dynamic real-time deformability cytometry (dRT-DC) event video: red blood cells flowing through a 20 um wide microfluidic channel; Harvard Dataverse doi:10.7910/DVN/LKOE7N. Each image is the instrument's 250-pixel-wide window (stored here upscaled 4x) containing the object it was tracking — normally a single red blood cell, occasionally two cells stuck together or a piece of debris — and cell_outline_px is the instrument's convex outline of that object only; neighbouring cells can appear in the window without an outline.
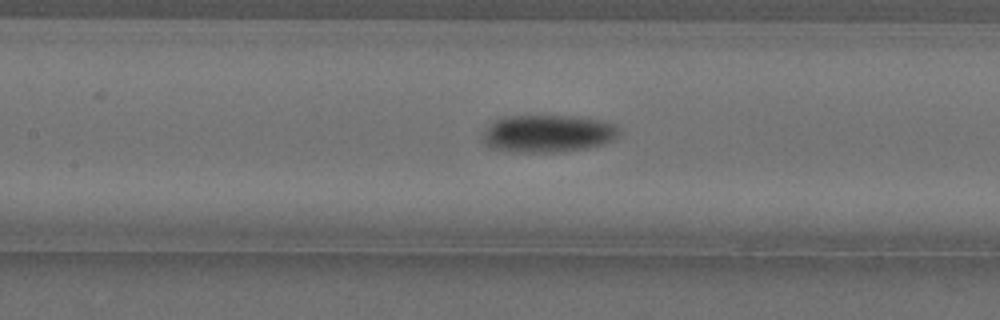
{"species": "Egyptian fruit bat (a non-hibernating species)", "species_latin": "Rousettus aegyptiacus", "temperature_condition": "cold", "stored_images_in_passage": 38, "camera_frame_rate_fps": 3000, "um_per_image_px": 0.085, "animal": {"sex": "female"}, "frame": {"image": 1, "passage_image": 8, "time_ms": 2.333, "image_size_px": [1000, 320], "cell_outline_px": [[620, 132], [612, 140], [600, 144], [584, 148], [552, 152], [516, 152], [492, 148], [484, 144], [484, 132], [496, 120], [504, 116], [572, 116], [600, 120], [616, 124], [620, 128]], "centroid_in_image_um": [46.58, 11.34], "position_along_channel_um": 160.8, "area_um2": 29.36}}
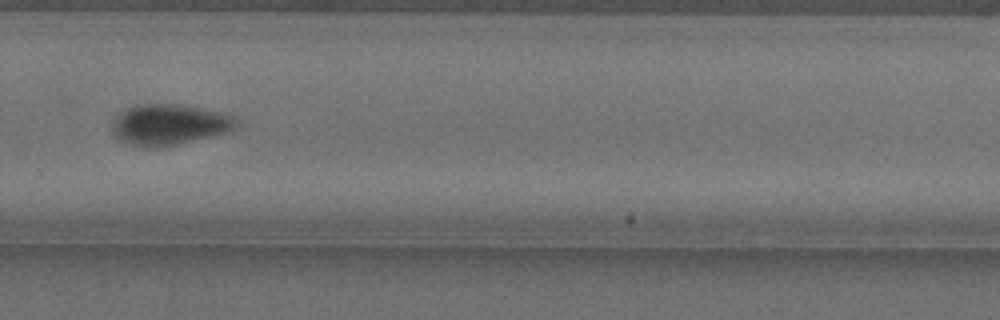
{"frame": {"image": 2, "passage_image": 21, "time_ms": 6.667, "image_size_px": [1000, 320], "cell_outline_px": [[236, 128], [224, 132], [176, 144], [156, 148], [152, 148], [132, 144], [116, 136], [112, 132], [112, 128], [120, 112], [136, 104], [184, 104], [220, 112], [232, 116], [236, 120]], "centroid_in_image_um": [14.38, 10.56], "position_along_channel_um": 315.4, "area_um2": 28.78}}
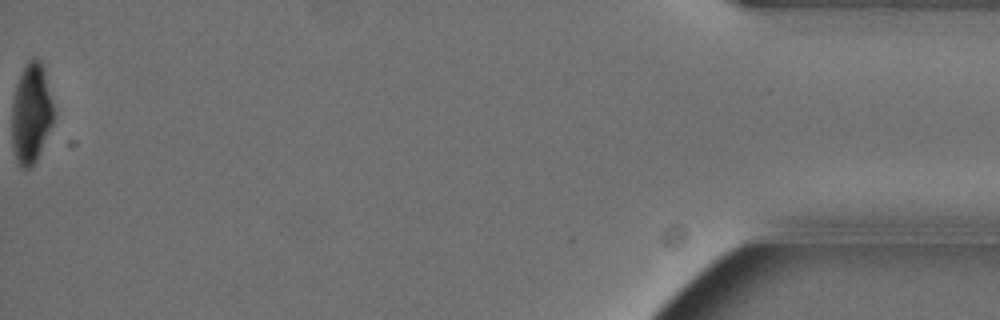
{"frame": {"image": 3, "passage_image": 38, "time_ms": 12.333, "image_size_px": [1000, 320], "cell_outline_px": [[56, 116], [36, 160], [28, 168], [20, 168], [16, 160], [12, 148], [12, 100], [16, 84], [24, 64], [28, 60], [40, 60], [44, 68]], "centroid_in_image_um": [2.65, 9.63], "position_along_channel_um": 432.6, "area_um2": 24.57}, "authors_computed_cell_mechanics": {"area_um2": 28.3798, "velocity_mm_per_s": 3.5867, "shape_relaxation_time_tau1_ms": 3.0563, "shape_relaxation_time_tau2_ms": 6.7657, "deformation_change_tau1": 0.1264, "deformation_change_tau2": 0.0927}}